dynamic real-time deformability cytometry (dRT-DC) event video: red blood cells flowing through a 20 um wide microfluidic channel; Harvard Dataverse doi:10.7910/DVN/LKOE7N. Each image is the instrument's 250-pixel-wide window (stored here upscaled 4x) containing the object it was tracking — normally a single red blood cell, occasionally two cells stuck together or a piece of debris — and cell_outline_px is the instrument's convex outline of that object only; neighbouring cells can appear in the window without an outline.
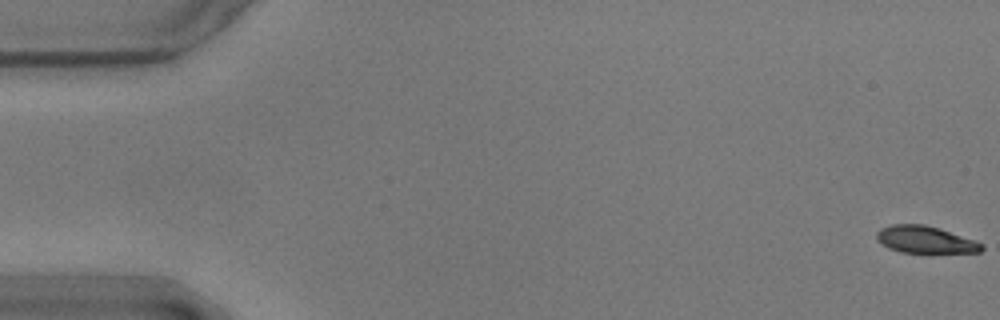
{"species": "common noctule bat (a hibernating species)", "species_latin": "Nyctalus noctula", "temperature_condition": "warm", "stored_images_in_passage": 12, "camera_frame_rate_fps": 3000, "um_per_image_px": 0.085, "animal": {"sex": "male", "body_mass_g": 17.9}, "frame": {"image": 1, "passage_image": 1, "time_ms": 0.0, "image_size_px": [1000, 320], "cell_outline_px": [[984, 248], [980, 252], [928, 256], [900, 252], [888, 248], [876, 240], [876, 232], [880, 228], [892, 224], [924, 224], [940, 228], [976, 240], [984, 244]], "centroid_in_image_um": [78.7, 20.43], "position_along_channel_um": 6.3, "area_um2": 17.86}}